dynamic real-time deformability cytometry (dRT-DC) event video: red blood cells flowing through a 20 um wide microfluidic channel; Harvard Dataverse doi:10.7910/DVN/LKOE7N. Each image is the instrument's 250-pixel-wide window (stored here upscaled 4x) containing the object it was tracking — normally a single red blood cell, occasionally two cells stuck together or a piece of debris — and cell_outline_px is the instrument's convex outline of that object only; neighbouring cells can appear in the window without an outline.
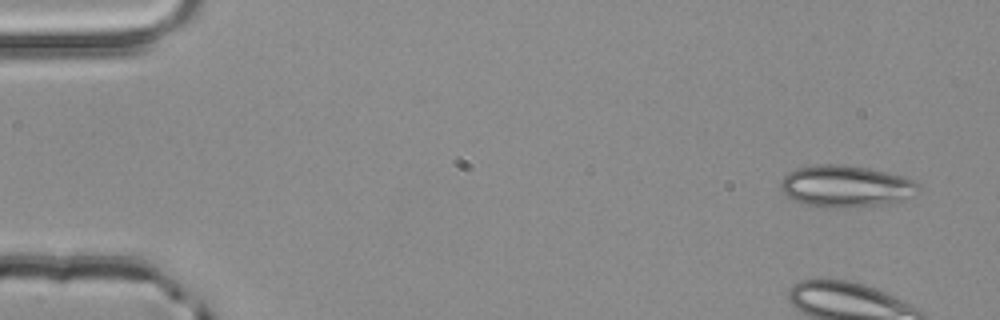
{"species": "common noctule bat (a hibernating species)", "species_latin": "Nyctalus noctula", "temperature_condition": "room temperature", "stored_images_in_passage": 5, "camera_frame_rate_fps": 3000, "um_per_image_px": 0.085, "animal": {"sex": "male", "body_mass_g": 20.4}, "frame": {"image": 1, "passage_image": 1, "time_ms": 0.0, "image_size_px": [1000, 320], "cell_outline_px": [[920, 188], [912, 196], [904, 200], [888, 204], [844, 208], [828, 208], [808, 204], [792, 200], [780, 188], [780, 180], [788, 172], [796, 168], [816, 164], [844, 164], [868, 168], [904, 176], [916, 180], [920, 184]], "centroid_in_image_um": [71.92, 15.83], "position_along_channel_um": 13.1, "area_um2": 33.99}}
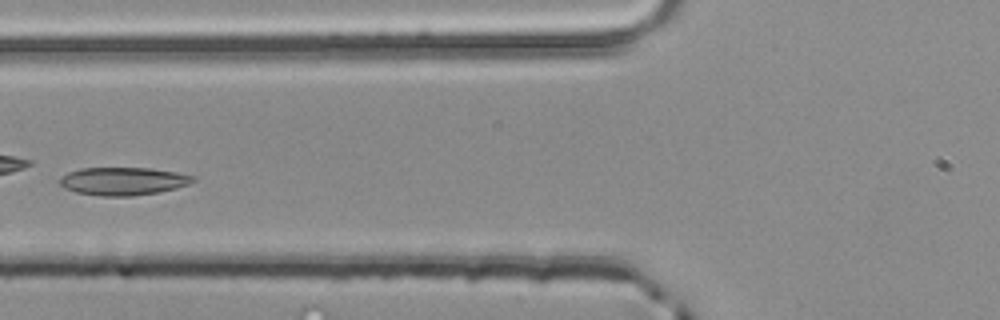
{"frame": {"image": 2, "passage_image": 5, "time_ms": 1.333, "image_size_px": [1000, 320], "cell_outline_px": [[196, 180], [188, 184], [176, 188], [160, 192], [132, 196], [100, 196], [76, 192], [64, 188], [60, 184], [60, 180], [68, 172], [80, 168], [152, 168], [176, 172], [196, 176]], "centroid_in_image_um": [10.5, 15.4], "position_along_channel_um": 115.3, "area_um2": 21.73}}